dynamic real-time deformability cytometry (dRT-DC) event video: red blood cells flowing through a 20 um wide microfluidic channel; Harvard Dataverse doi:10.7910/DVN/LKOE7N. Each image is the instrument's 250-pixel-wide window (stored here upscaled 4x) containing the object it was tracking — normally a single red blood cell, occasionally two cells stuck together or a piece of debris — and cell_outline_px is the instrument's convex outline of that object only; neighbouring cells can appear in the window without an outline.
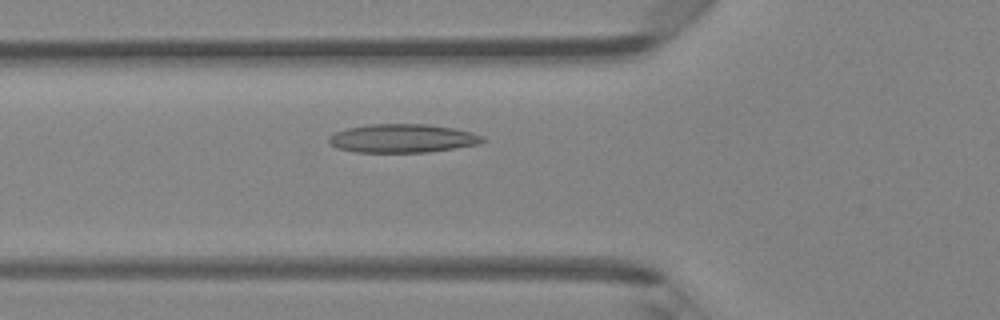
{"species": "Egyptian fruit bat (a non-hibernating species)", "species_latin": "Rousettus aegyptiacus", "temperature_condition": "room temperature", "stored_images_in_passage": 39, "camera_frame_rate_fps": 3000, "um_per_image_px": 0.085, "animal": {"sex": "female"}, "frame": {"image": 1, "passage_image": 9, "time_ms": 2.667, "image_size_px": [1000, 320], "cell_outline_px": [[484, 140], [476, 144], [428, 152], [356, 152], [336, 148], [328, 140], [328, 136], [336, 132], [348, 128], [368, 124], [428, 124], [452, 128], [472, 132], [484, 136]], "centroid_in_image_um": [34.18, 11.75], "position_along_channel_um": 91.6, "area_um2": 25.37}}
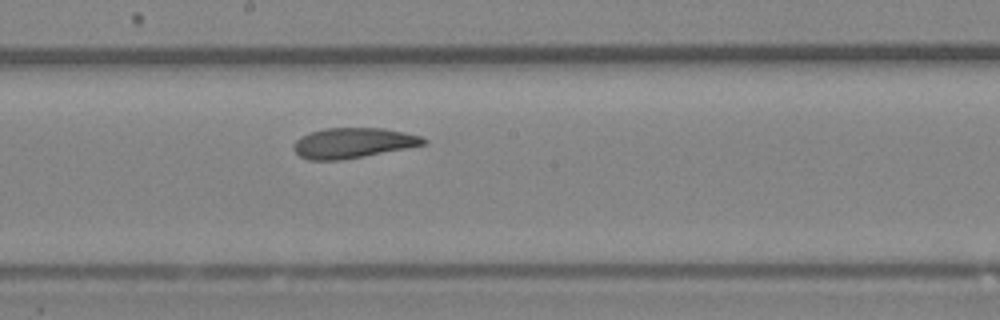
{"frame": {"image": 2, "passage_image": 18, "time_ms": 5.667, "image_size_px": [1000, 320], "cell_outline_px": [[428, 144], [344, 160], [308, 160], [300, 156], [292, 148], [292, 144], [300, 136], [308, 132], [324, 128], [384, 128], [404, 132], [420, 136], [428, 140]], "centroid_in_image_um": [29.99, 12.15], "position_along_channel_um": 218.2, "area_um2": 23.18}}
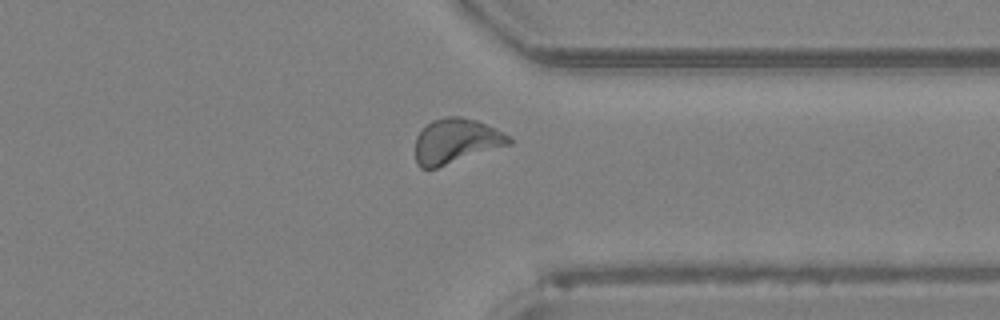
{"frame": {"image": 3, "passage_image": 29, "time_ms": 9.333, "image_size_px": [1000, 320], "cell_outline_px": [[512, 144], [436, 168], [420, 168], [416, 164], [416, 136], [432, 120], [444, 116], [460, 116], [476, 120], [496, 128], [512, 136]], "centroid_in_image_um": [38.79, 11.98], "position_along_channel_um": 372.6, "area_um2": 24.62}, "authors_computed_cell_mechanics": {"area_um2": 23.4668, "velocity_mm_per_s": 4.2328, "shape_relaxation_time_tau1_ms": 9.1377, "shape_relaxation_time_tau2_ms": 3.1094, "deformation_change_tau1": 0.204, "deformation_change_tau2": 0.1006}}